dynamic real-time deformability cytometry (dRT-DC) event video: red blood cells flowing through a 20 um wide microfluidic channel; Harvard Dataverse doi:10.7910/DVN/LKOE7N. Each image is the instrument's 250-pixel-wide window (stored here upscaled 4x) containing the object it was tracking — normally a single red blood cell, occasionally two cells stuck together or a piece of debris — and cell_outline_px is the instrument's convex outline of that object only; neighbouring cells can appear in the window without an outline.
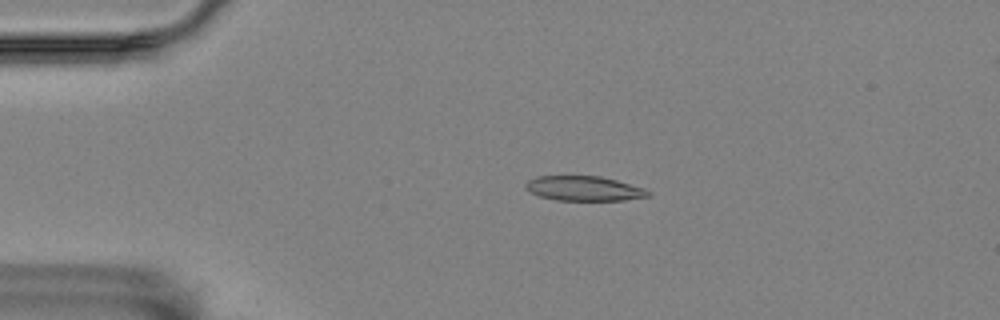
{"species": "Egyptian fruit bat (a non-hibernating species)", "species_latin": "Rousettus aegyptiacus", "temperature_condition": "room temperature", "stored_images_in_passage": 16, "camera_frame_rate_fps": 3000, "um_per_image_px": 0.085, "animal": {"sex": "female"}, "frame": {"image": 1, "passage_image": 11, "time_ms": 3.333, "image_size_px": [1000, 320], "cell_outline_px": [[652, 192], [648, 196], [624, 200], [556, 200], [540, 196], [524, 188], [524, 184], [528, 180], [536, 176], [600, 176], [616, 180], [644, 188]], "centroid_in_image_um": [49.62, 16.01], "position_along_channel_um": 35.4, "area_um2": 17.57}}